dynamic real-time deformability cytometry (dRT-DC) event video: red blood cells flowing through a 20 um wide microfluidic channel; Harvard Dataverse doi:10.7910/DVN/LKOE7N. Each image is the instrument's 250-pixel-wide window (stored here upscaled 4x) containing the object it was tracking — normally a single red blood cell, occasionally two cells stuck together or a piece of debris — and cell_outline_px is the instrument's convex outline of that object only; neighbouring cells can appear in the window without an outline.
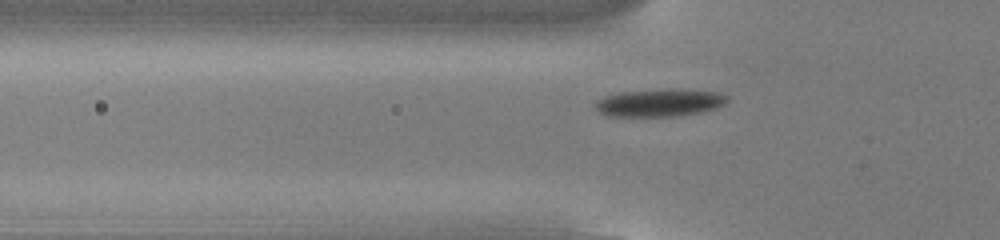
{"species": "common noctule bat (a hibernating species)", "species_latin": "Nyctalus noctula", "temperature_condition": "cold", "stored_images_in_passage": 48, "camera_frame_rate_fps": 3000, "um_per_image_px": 0.085, "animal": {"sex": "male", "body_mass_g": 13.0, "forearm_length_mm": 53.1}, "frame": {"image": 1, "passage_image": 12, "time_ms": 3.667, "image_size_px": [1000, 240], "cell_outline_px": [[728, 100], [724, 104], [716, 108], [700, 112], [676, 116], [608, 116], [600, 112], [596, 108], [596, 100], [604, 96], [620, 92], [672, 88], [680, 88], [716, 92], [728, 96]], "centroid_in_image_um": [56.08, 8.71], "position_along_channel_um": 69.7, "area_um2": 21.33}}
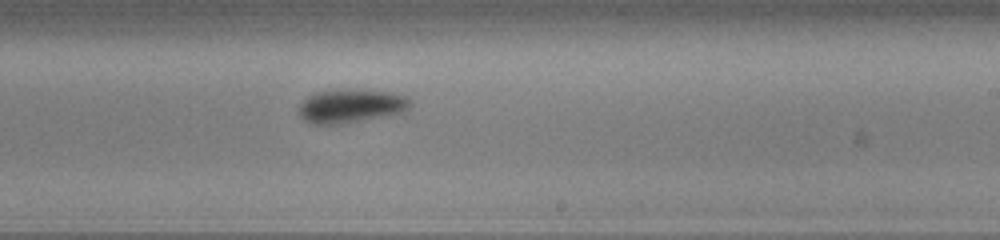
{"frame": {"image": 2, "passage_image": 27, "time_ms": 8.667, "image_size_px": [1000, 240], "cell_outline_px": [[412, 104], [404, 112], [340, 124], [312, 124], [304, 120], [300, 116], [300, 104], [308, 96], [316, 92], [388, 92], [408, 96], [412, 100]], "centroid_in_image_um": [29.85, 9.05], "position_along_channel_um": 259.1, "area_um2": 20.87}}
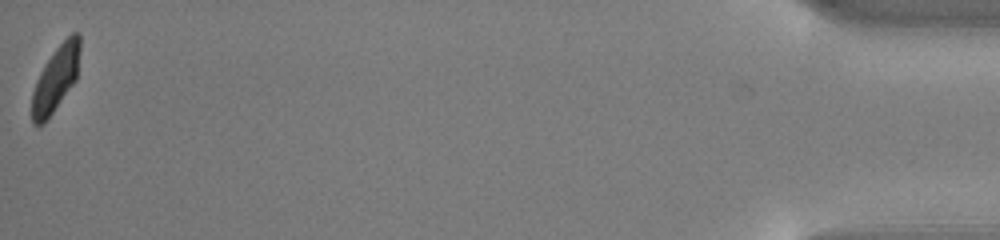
{"frame": {"image": 3, "passage_image": 48, "time_ms": 15.667, "image_size_px": [1000, 240], "cell_outline_px": [[80, 48], [76, 80], [44, 124], [32, 124], [32, 92], [36, 80], [44, 64], [56, 48], [72, 32], [80, 32]], "centroid_in_image_um": [4.74, 6.68], "position_along_channel_um": 430.5, "area_um2": 18.21}, "authors_computed_cell_mechanics": {"area_um2": 20.4323, "velocity_mm_per_s": 3.8067, "shape_relaxation_time_tau1_ms": 2.0814, "shape_relaxation_time_tau2_ms": null, "deformation_change_tau1": 0.1367, "deformation_change_tau2": null}}